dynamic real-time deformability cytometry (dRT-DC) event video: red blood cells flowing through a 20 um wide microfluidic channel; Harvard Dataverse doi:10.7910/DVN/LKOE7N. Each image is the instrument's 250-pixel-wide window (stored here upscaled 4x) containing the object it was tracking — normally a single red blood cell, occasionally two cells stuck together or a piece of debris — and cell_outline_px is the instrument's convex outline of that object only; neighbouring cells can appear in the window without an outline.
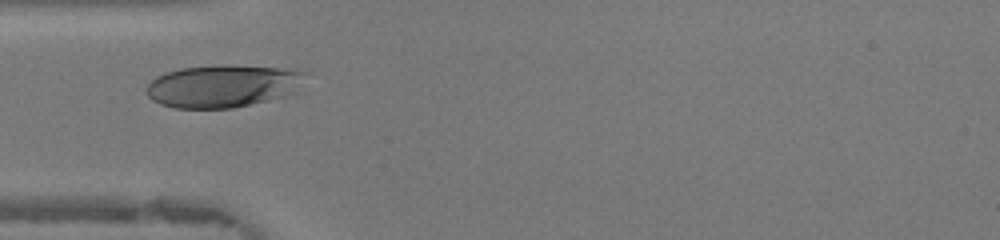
{"species": "human", "species_latin": "Homo sapiens", "temperature_condition": "warm", "stored_images_in_passage": 32, "camera_frame_rate_fps": 3000, "um_per_image_px": 0.085, "donor": {"sex": "female"}, "frame": {"image": 1, "passage_image": 9, "time_ms": 2.667, "image_size_px": [1000, 240], "cell_outline_px": [[312, 72], [284, 96], [268, 100], [232, 108], [176, 108], [160, 104], [152, 100], [148, 96], [148, 84], [156, 76], [164, 72], [180, 68], [280, 68]], "centroid_in_image_um": [18.88, 7.36], "position_along_channel_um": 66.1, "area_um2": 37.74}}
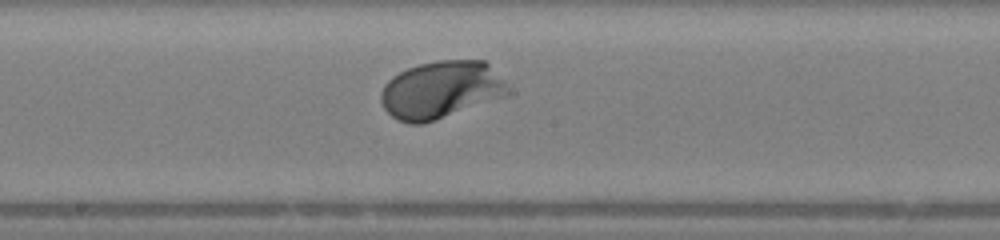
{"frame": {"image": 2, "passage_image": 19, "time_ms": 6.0, "image_size_px": [1000, 240], "cell_outline_px": [[512, 92], [504, 96], [436, 120], [424, 124], [408, 124], [396, 120], [384, 108], [380, 100], [380, 92], [384, 84], [392, 76], [408, 68], [420, 64], [436, 60], [484, 60], [508, 84]], "centroid_in_image_um": [37.46, 7.64], "position_along_channel_um": 210.7, "area_um2": 42.66}}
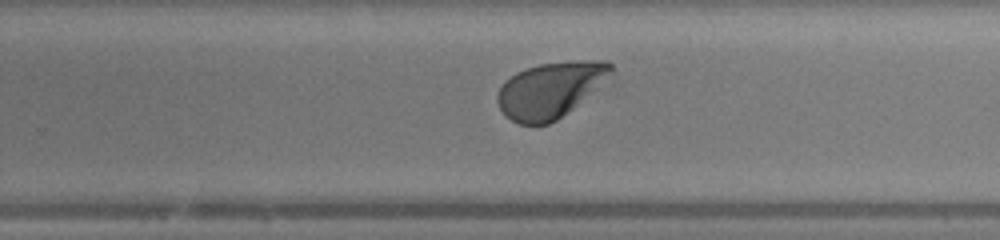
{"frame": {"image": 3, "passage_image": 24, "time_ms": 7.667, "image_size_px": [1000, 240], "cell_outline_px": [[612, 76], [572, 108], [556, 120], [548, 124], [520, 124], [504, 116], [496, 100], [496, 96], [504, 80], [516, 72], [540, 64], [576, 60], [608, 60], [612, 64]], "centroid_in_image_um": [46.77, 7.62], "position_along_channel_um": 283.0, "area_um2": 36.76}, "authors_computed_cell_mechanics": {"area_um2": 40.2577, "velocity_mm_per_s": 4.3252, "shape_relaxation_time_tau1_ms": 1.2915, "shape_relaxation_time_tau2_ms": null, "deformation_change_tau1": 0.132, "deformation_change_tau2": null}}